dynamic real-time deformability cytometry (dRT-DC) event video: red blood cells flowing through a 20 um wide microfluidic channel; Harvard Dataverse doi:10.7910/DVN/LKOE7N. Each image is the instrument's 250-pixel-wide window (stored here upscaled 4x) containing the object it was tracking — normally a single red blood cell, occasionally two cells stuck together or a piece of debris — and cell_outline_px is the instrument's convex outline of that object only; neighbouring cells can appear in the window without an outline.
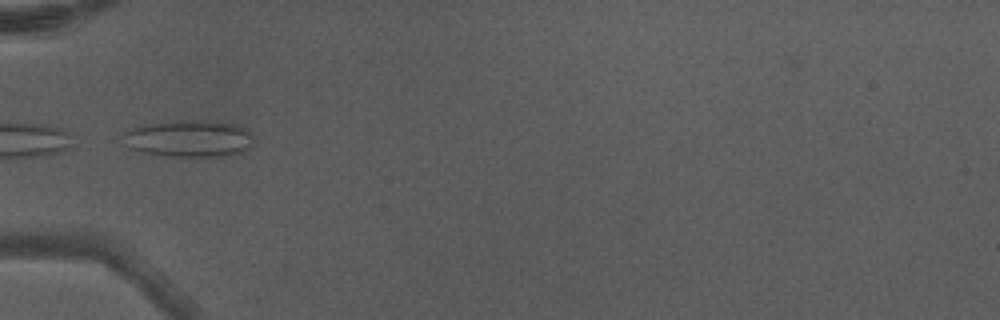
{"species": "Egyptian fruit bat (a non-hibernating species)", "species_latin": "Rousettus aegyptiacus", "temperature_condition": "warm", "stored_images_in_passage": 4, "camera_frame_rate_fps": 3000, "um_per_image_px": 0.085, "animal": {"sex": "male"}, "frame": {"image": 1, "passage_image": 4, "time_ms": 1.0, "image_size_px": [1000, 320], "cell_outline_px": [[252, 144], [248, 148], [232, 156], [164, 156], [144, 152], [132, 148], [124, 132], [132, 128], [144, 124], [180, 120], [212, 120], [232, 124], [244, 128], [252, 132]], "centroid_in_image_um": [16.15, 11.77], "position_along_channel_um": 68.8, "area_um2": 27.8}}